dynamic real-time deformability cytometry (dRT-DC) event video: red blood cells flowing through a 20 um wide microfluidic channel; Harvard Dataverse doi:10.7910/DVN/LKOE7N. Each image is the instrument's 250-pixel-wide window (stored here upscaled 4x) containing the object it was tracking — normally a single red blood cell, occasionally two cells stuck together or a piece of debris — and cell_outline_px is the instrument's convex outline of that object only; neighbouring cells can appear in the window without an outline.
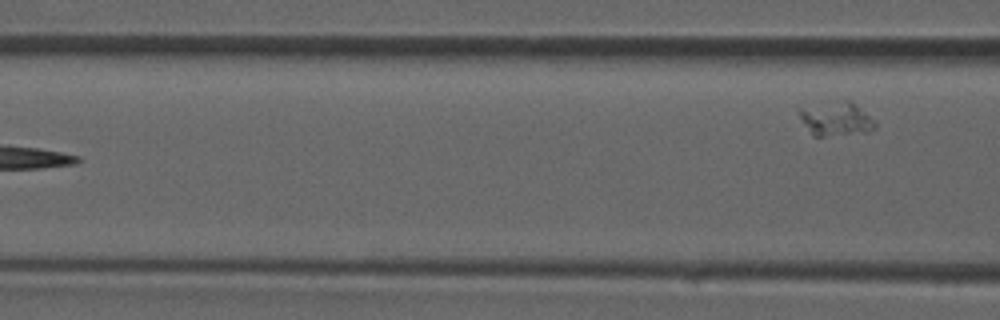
{"species": "common noctule bat (a hibernating species)", "species_latin": "Nyctalus noctula", "temperature_condition": "room temperature", "stored_images_in_passage": 5, "camera_frame_rate_fps": 3000, "um_per_image_px": 0.085, "animal": {"sex": "male", "forearm_length_mm": 52.5}, "frame": {"image": 1, "passage_image": 5, "time_ms": 5.333, "image_size_px": [1000, 320], "cell_outline_px": [[876, 128], [864, 132], [824, 136], [812, 136], [800, 116], [796, 108], [844, 100], [852, 100], [876, 124]], "centroid_in_image_um": [71.03, 10.09], "position_along_channel_um": 95.6, "area_um2": 14.68}}